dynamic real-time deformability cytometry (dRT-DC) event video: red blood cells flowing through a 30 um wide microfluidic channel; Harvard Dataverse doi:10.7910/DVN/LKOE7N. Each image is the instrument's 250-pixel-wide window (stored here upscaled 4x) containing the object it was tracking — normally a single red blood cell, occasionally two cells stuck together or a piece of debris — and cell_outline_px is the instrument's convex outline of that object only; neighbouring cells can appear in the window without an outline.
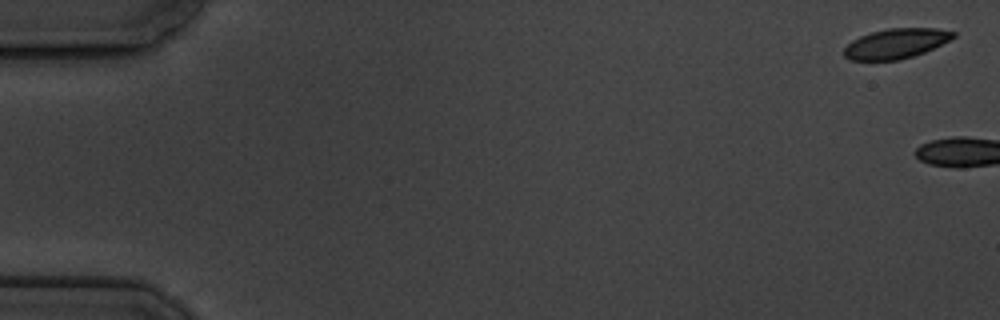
{"species": "common noctule bat (a hibernating species)", "species_latin": "Nyctalus noctula", "temperature_condition": "cold", "stored_images_in_passage": 6, "camera_frame_rate_fps": 3000, "um_per_image_px": 0.085, "animal": {"sex": "male", "body_mass_g": 19.5, "forearm_length_mm": 54.6}, "frame": {"image": 1, "passage_image": 1, "time_ms": 0.0, "image_size_px": [1000, 320], "cell_outline_px": [[956, 36], [924, 52], [900, 60], [848, 60], [844, 56], [844, 48], [852, 40], [860, 36], [872, 32], [888, 28], [936, 28], [956, 32]], "centroid_in_image_um": [76.13, 3.7], "position_along_channel_um": 8.9, "area_um2": 18.9}}